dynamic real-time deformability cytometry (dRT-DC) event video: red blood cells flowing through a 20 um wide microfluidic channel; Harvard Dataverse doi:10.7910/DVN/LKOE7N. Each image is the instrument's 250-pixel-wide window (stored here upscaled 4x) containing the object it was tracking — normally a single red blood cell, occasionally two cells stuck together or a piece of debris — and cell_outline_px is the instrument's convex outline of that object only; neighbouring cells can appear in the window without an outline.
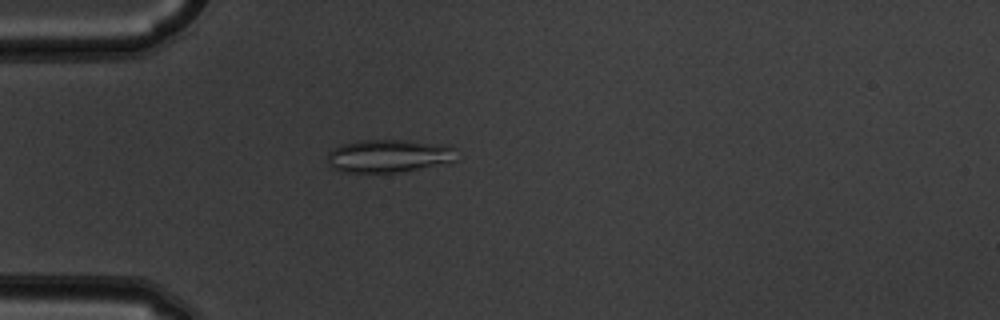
{"species": "common noctule bat (a hibernating species)", "species_latin": "Nyctalus noctula", "temperature_condition": "warm", "stored_images_in_passage": 5, "camera_frame_rate_fps": 3000, "um_per_image_px": 0.085, "animal": {"sex": "male", "body_mass_g": 19.5, "forearm_length_mm": 54.6}, "frame": {"image": 1, "passage_image": 5, "time_ms": 1.333, "image_size_px": [1000, 320], "cell_outline_px": [[456, 160], [400, 172], [340, 172], [332, 168], [328, 164], [328, 152], [332, 148], [340, 144], [360, 140], [404, 140], [440, 144], [456, 148]], "centroid_in_image_um": [32.98, 13.24], "position_along_channel_um": 52.0, "area_um2": 24.74}}